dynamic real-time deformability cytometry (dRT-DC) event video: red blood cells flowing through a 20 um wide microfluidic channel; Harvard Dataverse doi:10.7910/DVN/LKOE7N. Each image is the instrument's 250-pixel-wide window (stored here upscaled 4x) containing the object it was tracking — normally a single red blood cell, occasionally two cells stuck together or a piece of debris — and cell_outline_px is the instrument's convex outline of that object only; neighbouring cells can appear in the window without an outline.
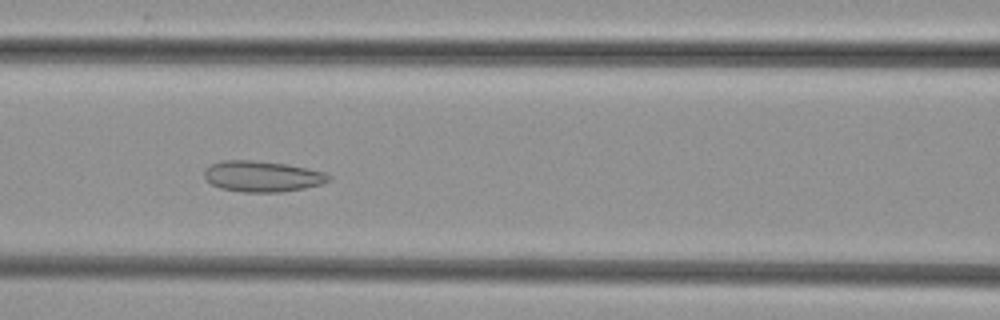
{"species": "common noctule bat (a hibernating species)", "species_latin": "Nyctalus noctula", "temperature_condition": "cold", "stored_images_in_passage": 47, "camera_frame_rate_fps": 3000, "um_per_image_px": 0.085, "animal": {"sex": "female", "body_mass_g": 29.2, "forearm_length_mm": 56.3}, "frame": {"image": 1, "passage_image": 17, "time_ms": 5.333, "image_size_px": [1000, 320], "cell_outline_px": [[332, 180], [320, 184], [304, 188], [280, 192], [244, 192], [220, 188], [212, 184], [204, 176], [204, 168], [212, 164], [224, 160], [252, 160], [288, 164], [308, 168], [324, 172], [332, 176]], "centroid_in_image_um": [22.31, 14.98], "position_along_channel_um": 144.3, "area_um2": 22.43}}
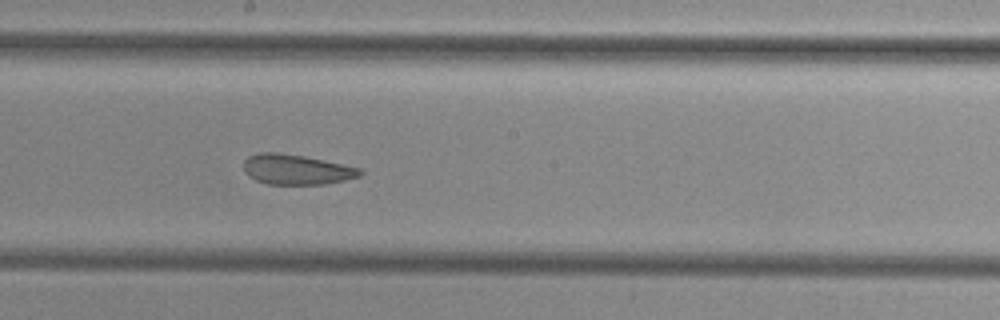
{"frame": {"image": 2, "passage_image": 23, "time_ms": 7.333, "image_size_px": [1000, 320], "cell_outline_px": [[364, 172], [360, 176], [344, 180], [324, 184], [268, 184], [256, 180], [248, 176], [244, 172], [244, 160], [248, 156], [260, 152], [276, 152], [304, 156], [324, 160], [360, 168]], "centroid_in_image_um": [25.18, 14.4], "position_along_channel_um": 223.0, "area_um2": 20.4}}
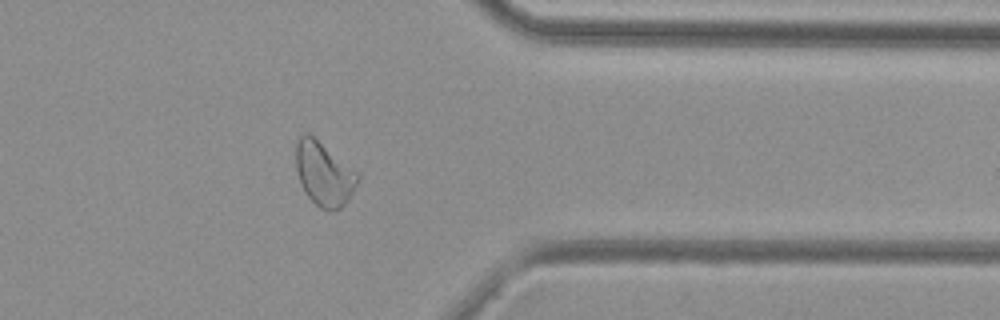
{"frame": {"image": 3, "passage_image": 36, "time_ms": 11.667, "image_size_px": [1000, 320], "cell_outline_px": [[360, 176], [348, 200], [340, 208], [328, 212], [320, 208], [304, 192], [300, 184], [296, 168], [296, 144], [300, 136], [304, 132], [308, 132], [360, 172]], "centroid_in_image_um": [27.54, 14.76], "position_along_channel_um": 383.9, "area_um2": 23.24}}